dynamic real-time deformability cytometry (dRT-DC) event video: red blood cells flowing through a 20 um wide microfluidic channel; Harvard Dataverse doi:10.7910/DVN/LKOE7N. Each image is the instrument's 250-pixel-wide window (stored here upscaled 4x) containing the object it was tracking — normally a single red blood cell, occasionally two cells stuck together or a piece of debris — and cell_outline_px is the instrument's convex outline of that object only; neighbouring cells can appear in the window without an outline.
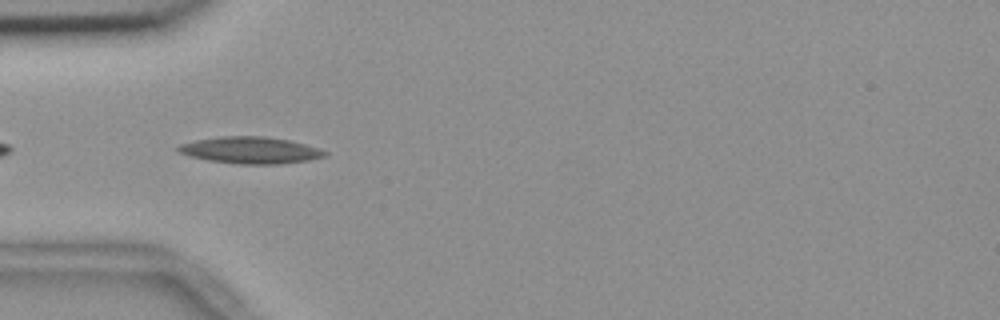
{"species": "common noctule bat (a hibernating species)", "species_latin": "Nyctalus noctula", "temperature_condition": "room temperature", "stored_images_in_passage": 16, "camera_frame_rate_fps": 3000, "um_per_image_px": 0.085, "animal": {"sex": "female", "body_mass_g": 18.4}, "frame": {"image": 1, "passage_image": 3, "time_ms": 0.667, "image_size_px": [1000, 320], "cell_outline_px": [[328, 156], [308, 160], [280, 164], [240, 164], [208, 160], [192, 156], [180, 152], [176, 148], [180, 144], [196, 140], [220, 136], [264, 136], [288, 140], [320, 148], [328, 152]], "centroid_in_image_um": [21.33, 12.76], "position_along_channel_um": 63.7, "area_um2": 22.72}}
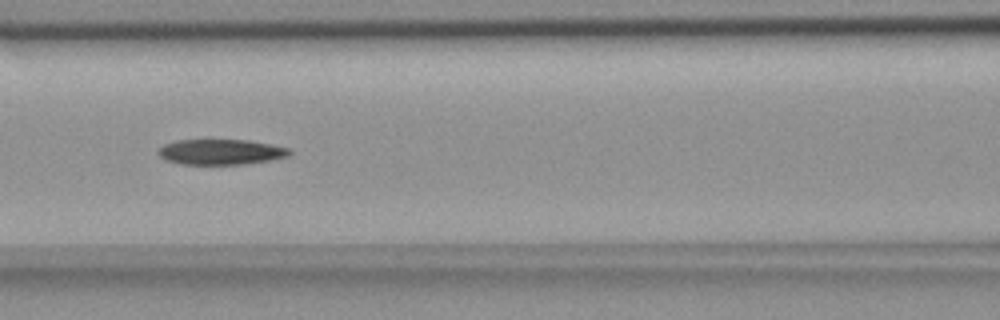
{"frame": {"image": 2, "passage_image": 10, "time_ms": 3.0, "image_size_px": [1000, 320], "cell_outline_px": [[292, 152], [288, 156], [272, 160], [244, 164], [180, 164], [164, 160], [156, 152], [164, 144], [176, 140], [248, 140], [288, 148]], "centroid_in_image_um": [18.73, 12.92], "position_along_channel_um": 147.9, "area_um2": 19.42}}